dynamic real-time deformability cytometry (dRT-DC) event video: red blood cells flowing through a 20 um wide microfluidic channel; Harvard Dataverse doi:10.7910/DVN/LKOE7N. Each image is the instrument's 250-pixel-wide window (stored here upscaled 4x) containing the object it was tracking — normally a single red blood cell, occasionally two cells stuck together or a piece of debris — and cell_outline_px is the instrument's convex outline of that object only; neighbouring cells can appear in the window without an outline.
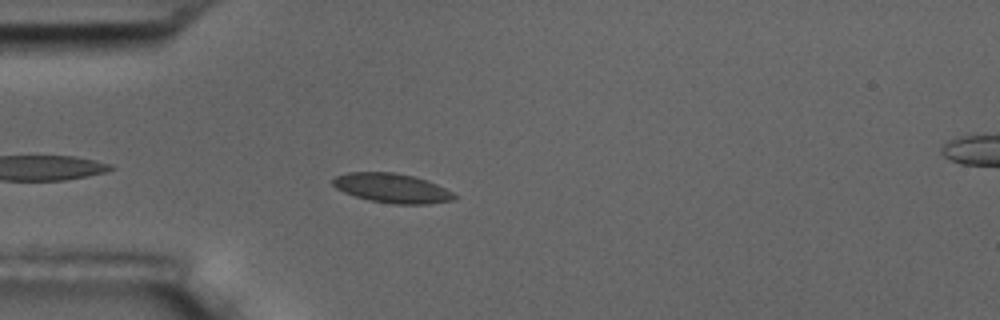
{"species": "common noctule bat (a hibernating species)", "species_latin": "Nyctalus noctula", "temperature_condition": "room temperature", "stored_images_in_passage": 5, "camera_frame_rate_fps": 3000, "um_per_image_px": 0.085, "animal": {"sex": "male", "body_mass_g": 17.5, "forearm_length_mm": 52.3}, "frame": {"image": 1, "passage_image": 4, "time_ms": 3.667, "image_size_px": [1000, 320], "cell_outline_px": [[456, 200], [428, 204], [392, 204], [368, 200], [344, 192], [336, 188], [332, 184], [332, 180], [336, 176], [348, 172], [392, 172], [412, 176], [436, 184], [452, 192], [456, 196]], "centroid_in_image_um": [33.31, 16.0], "position_along_channel_um": 51.7, "area_um2": 20.69}}